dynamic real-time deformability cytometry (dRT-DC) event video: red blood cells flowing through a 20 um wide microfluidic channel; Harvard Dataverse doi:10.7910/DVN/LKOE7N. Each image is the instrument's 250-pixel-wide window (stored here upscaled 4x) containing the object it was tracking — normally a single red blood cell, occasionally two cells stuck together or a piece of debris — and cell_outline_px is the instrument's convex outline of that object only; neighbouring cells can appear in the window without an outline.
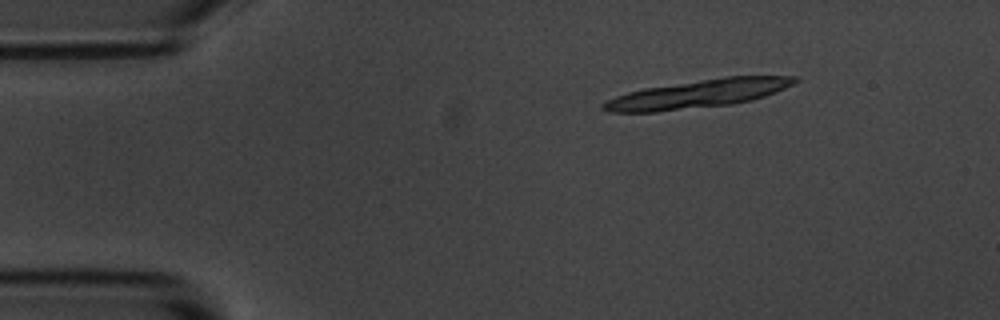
{"species": "common noctule bat (a hibernating species)", "species_latin": "Nyctalus noctula", "temperature_condition": "room temperature", "stored_images_in_passage": 4, "camera_frame_rate_fps": 3000, "um_per_image_px": 0.085, "animal": {"sex": "male", "body_mass_g": 20.1, "forearm_length_mm": 53.5}, "frame": {"image": 1, "passage_image": 1, "time_ms": 0.0, "image_size_px": [1000, 320], "cell_outline_px": [[800, 80], [776, 92], [752, 100], [732, 104], [656, 112], [608, 112], [600, 108], [600, 104], [616, 96], [628, 92], [644, 88], [728, 76], [796, 76]], "centroid_in_image_um": [59.32, 7.98], "position_along_channel_um": 25.7, "area_um2": 31.33}}